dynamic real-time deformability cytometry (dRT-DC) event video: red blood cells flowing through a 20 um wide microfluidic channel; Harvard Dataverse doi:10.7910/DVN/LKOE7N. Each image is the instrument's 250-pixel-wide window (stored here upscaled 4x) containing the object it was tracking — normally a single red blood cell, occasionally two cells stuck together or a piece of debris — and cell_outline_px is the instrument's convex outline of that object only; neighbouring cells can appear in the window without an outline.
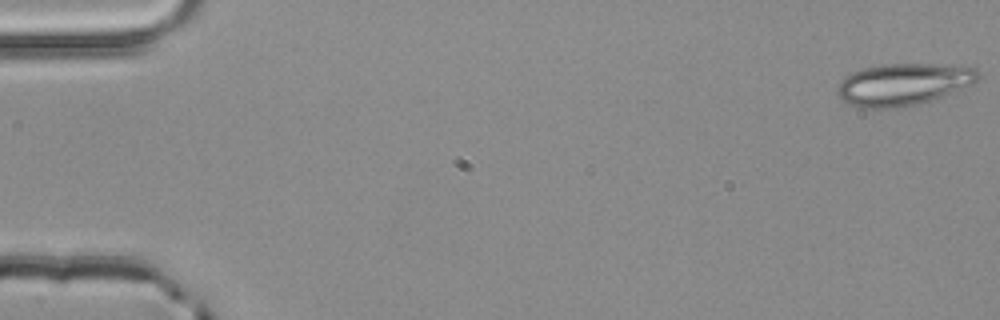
{"species": "common noctule bat (a hibernating species)", "species_latin": "Nyctalus noctula", "temperature_condition": "room temperature", "stored_images_in_passage": 4, "camera_frame_rate_fps": 3000, "um_per_image_px": 0.085, "animal": {"sex": "male", "body_mass_g": 20.4}, "frame": {"image": 1, "passage_image": 1, "time_ms": 0.0, "image_size_px": [1000, 320], "cell_outline_px": [[980, 76], [972, 84], [932, 100], [916, 104], [892, 108], [864, 108], [852, 104], [844, 100], [836, 92], [836, 88], [852, 72], [864, 68], [884, 64], [960, 64], [976, 68]], "centroid_in_image_um": [76.84, 7.14], "position_along_channel_um": 8.2, "area_um2": 34.16}}